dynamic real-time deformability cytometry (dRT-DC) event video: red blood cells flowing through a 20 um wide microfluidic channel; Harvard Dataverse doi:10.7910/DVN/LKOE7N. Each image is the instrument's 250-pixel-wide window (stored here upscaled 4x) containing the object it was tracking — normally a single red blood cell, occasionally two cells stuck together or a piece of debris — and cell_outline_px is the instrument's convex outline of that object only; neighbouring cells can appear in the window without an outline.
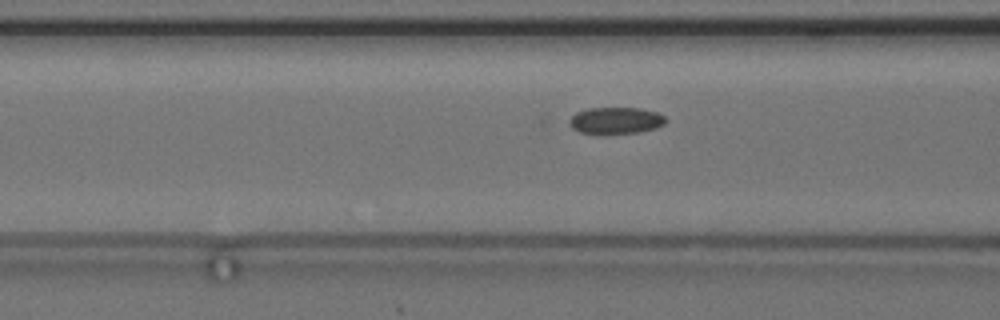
{"species": "common noctule bat (a hibernating species)", "species_latin": "Nyctalus noctula", "temperature_condition": "cold", "stored_images_in_passage": 33, "camera_frame_rate_fps": 3000, "um_per_image_px": 0.085, "animal": {"sex": "female", "body_mass_g": 24.6, "forearm_length_mm": 56.2}, "frame": {"image": 1, "passage_image": 5, "time_ms": 1.333, "image_size_px": [1000, 320], "cell_outline_px": [[668, 120], [664, 124], [656, 128], [636, 132], [604, 136], [580, 132], [572, 128], [568, 124], [568, 120], [576, 112], [588, 108], [640, 108], [656, 112], [664, 116]], "centroid_in_image_um": [52.3, 10.27], "position_along_channel_um": 114.3, "area_um2": 15.43}}
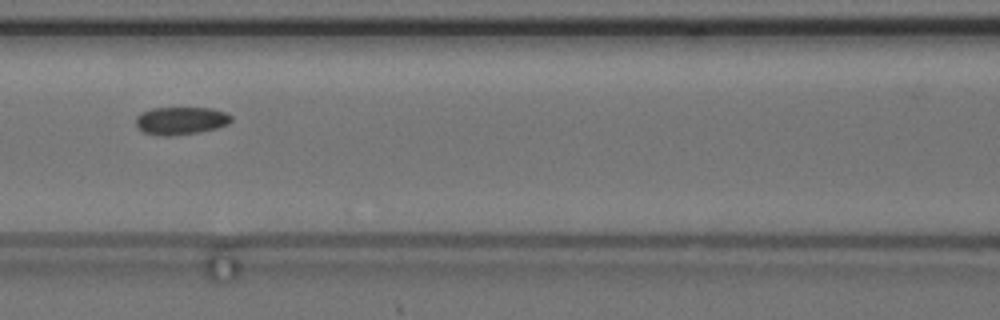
{"frame": {"image": 2, "passage_image": 8, "time_ms": 2.333, "image_size_px": [1000, 320], "cell_outline_px": [[232, 120], [228, 124], [216, 128], [200, 132], [168, 136], [160, 136], [144, 132], [136, 128], [136, 116], [140, 112], [152, 108], [208, 108], [228, 112], [232, 116]], "centroid_in_image_um": [15.36, 10.26], "position_along_channel_um": 151.2, "area_um2": 15.61}, "authors_computed_cell_mechanics": {"area_um2": 15.0858, "velocity_mm_per_s": 3.6552, "shape_relaxation_time_tau1_ms": null, "shape_relaxation_time_tau2_ms": 2.513, "deformation_change_tau1": null, "deformation_change_tau2": 0.0763}}